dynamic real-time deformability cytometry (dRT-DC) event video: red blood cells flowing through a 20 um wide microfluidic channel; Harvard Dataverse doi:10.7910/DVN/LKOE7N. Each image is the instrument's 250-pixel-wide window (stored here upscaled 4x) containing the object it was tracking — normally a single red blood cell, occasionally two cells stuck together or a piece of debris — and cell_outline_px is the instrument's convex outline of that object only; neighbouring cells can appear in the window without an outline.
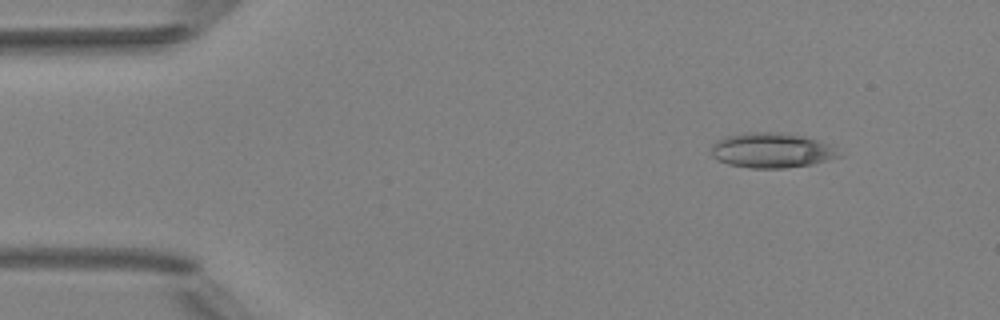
{"species": "Egyptian fruit bat (a non-hibernating species)", "species_latin": "Rousettus aegyptiacus", "temperature_condition": "room temperature", "stored_images_in_passage": 6, "camera_frame_rate_fps": 3000, "um_per_image_px": 0.085, "animal": {"sex": "female"}, "frame": {"image": 1, "passage_image": 6, "time_ms": 6.0, "image_size_px": [1000, 320], "cell_outline_px": [[840, 156], [812, 164], [784, 168], [752, 168], [728, 164], [716, 160], [712, 156], [712, 144], [716, 140], [724, 136], [744, 132], [784, 132], [816, 140], [828, 144]], "centroid_in_image_um": [65.49, 12.77], "position_along_channel_um": 19.5, "area_um2": 25.84}}